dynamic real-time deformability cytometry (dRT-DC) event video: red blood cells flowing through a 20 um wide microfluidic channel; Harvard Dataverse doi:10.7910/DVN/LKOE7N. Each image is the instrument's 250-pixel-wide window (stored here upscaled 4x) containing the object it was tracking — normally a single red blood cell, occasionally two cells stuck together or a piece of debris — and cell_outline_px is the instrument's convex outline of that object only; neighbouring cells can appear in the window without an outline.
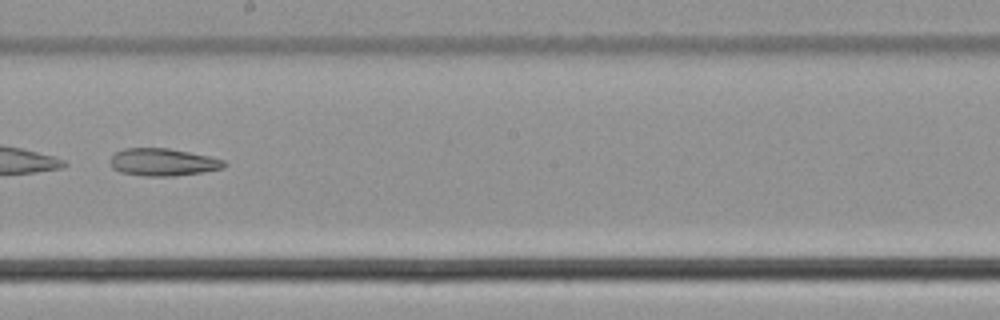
{"species": "common noctule bat (a hibernating species)", "species_latin": "Nyctalus noctula", "temperature_condition": "cold", "stored_images_in_passage": 53, "camera_frame_rate_fps": 3000, "um_per_image_px": 0.085, "animal": {"sex": "male", "body_mass_g": 21.5, "forearm_length_mm": 52.0}, "frame": {"image": 1, "passage_image": 31, "time_ms": 10.0, "image_size_px": [1000, 320], "cell_outline_px": [[228, 164], [224, 168], [204, 172], [172, 176], [144, 176], [120, 172], [112, 168], [112, 156], [116, 152], [124, 148], [168, 148], [208, 156], [224, 160]], "centroid_in_image_um": [13.88, 13.79], "position_along_channel_um": 234.3, "area_um2": 18.15}}